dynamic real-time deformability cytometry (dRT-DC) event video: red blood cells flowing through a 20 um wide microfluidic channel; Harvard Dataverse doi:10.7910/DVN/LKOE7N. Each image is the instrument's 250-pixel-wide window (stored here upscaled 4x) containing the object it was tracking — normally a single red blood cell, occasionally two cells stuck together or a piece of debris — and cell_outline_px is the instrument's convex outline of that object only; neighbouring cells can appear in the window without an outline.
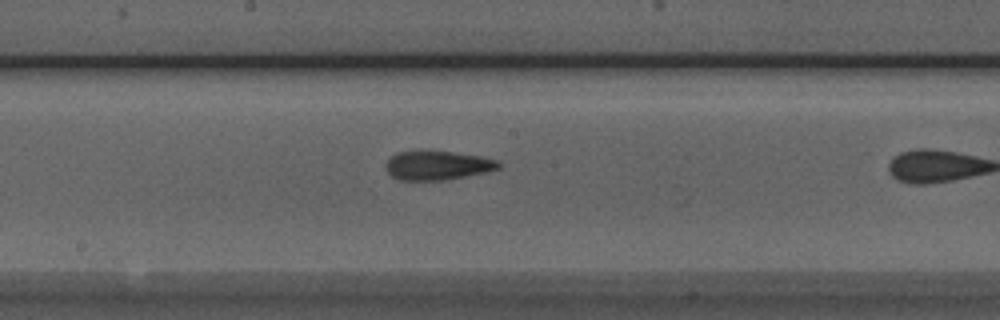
{"species": "Egyptian fruit bat (a non-hibernating species)", "species_latin": "Rousettus aegyptiacus", "temperature_condition": "room temperature", "stored_images_in_passage": 10, "camera_frame_rate_fps": 3000, "um_per_image_px": 0.085, "animal": {"sex": "male"}, "frame": {"image": 1, "passage_image": 9, "time_ms": 2.667, "image_size_px": [1000, 320], "cell_outline_px": [[500, 168], [488, 172], [444, 180], [400, 180], [392, 176], [384, 168], [384, 164], [388, 156], [396, 152], [416, 148], [420, 148], [484, 156], [496, 160], [500, 164]], "centroid_in_image_um": [37.11, 14.01], "position_along_channel_um": 211.1, "area_um2": 20.0}}